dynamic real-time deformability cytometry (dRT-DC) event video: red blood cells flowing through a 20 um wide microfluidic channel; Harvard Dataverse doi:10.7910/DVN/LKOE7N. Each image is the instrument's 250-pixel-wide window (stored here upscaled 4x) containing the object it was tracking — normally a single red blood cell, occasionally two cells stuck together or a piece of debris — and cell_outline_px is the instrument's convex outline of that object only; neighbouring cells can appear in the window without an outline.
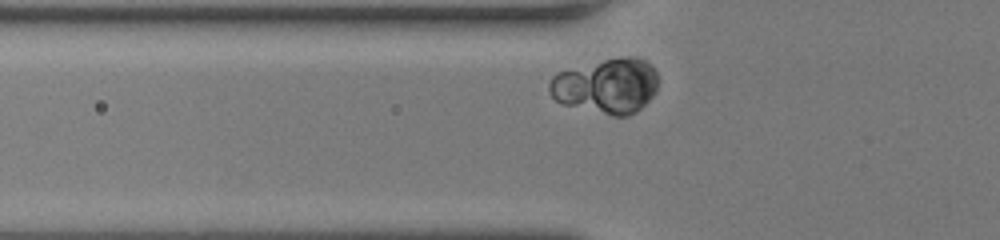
{"species": "human", "species_latin": "Homo sapiens", "temperature_condition": "room temperature", "stored_images_in_passage": 28, "camera_frame_rate_fps": 3000, "um_per_image_px": 0.085, "donor": {"sex": "female"}, "frame": {"image": 1, "passage_image": 3, "time_ms": 0.667, "image_size_px": [1000, 240], "cell_outline_px": [[656, 92], [636, 112], [628, 116], [612, 116], [564, 104], [556, 100], [548, 92], [548, 84], [552, 76], [556, 72], [604, 60], [628, 56], [632, 56], [644, 60], [656, 72]], "centroid_in_image_um": [51.52, 7.31], "position_along_channel_um": 74.3, "area_um2": 34.56}}
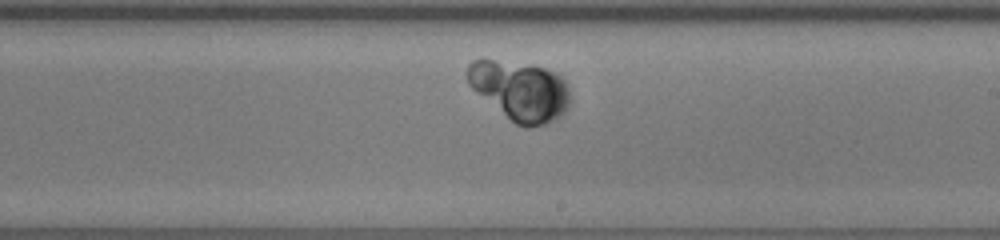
{"frame": {"image": 2, "passage_image": 17, "time_ms": 5.333, "image_size_px": [1000, 240], "cell_outline_px": [[568, 104], [564, 112], [552, 120], [544, 124], [528, 128], [516, 124], [472, 88], [468, 84], [464, 72], [468, 64], [472, 60], [492, 60], [544, 68], [556, 72], [564, 80], [568, 88]], "centroid_in_image_um": [44.17, 7.7], "position_along_channel_um": 244.8, "area_um2": 34.8}}
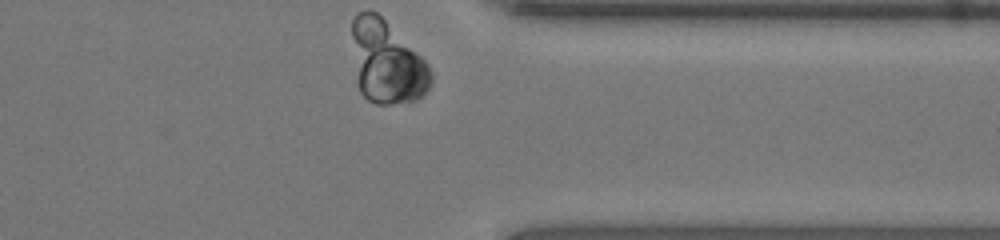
{"frame": {"image": 3, "passage_image": 28, "time_ms": 9.0, "image_size_px": [1000, 240], "cell_outline_px": [[432, 80], [428, 88], [416, 100], [388, 104], [376, 104], [368, 100], [360, 92], [356, 80], [352, 36], [352, 20], [356, 12], [376, 12], [428, 64], [432, 76]], "centroid_in_image_um": [32.84, 5.31], "position_along_channel_um": 378.6, "area_um2": 37.34}}